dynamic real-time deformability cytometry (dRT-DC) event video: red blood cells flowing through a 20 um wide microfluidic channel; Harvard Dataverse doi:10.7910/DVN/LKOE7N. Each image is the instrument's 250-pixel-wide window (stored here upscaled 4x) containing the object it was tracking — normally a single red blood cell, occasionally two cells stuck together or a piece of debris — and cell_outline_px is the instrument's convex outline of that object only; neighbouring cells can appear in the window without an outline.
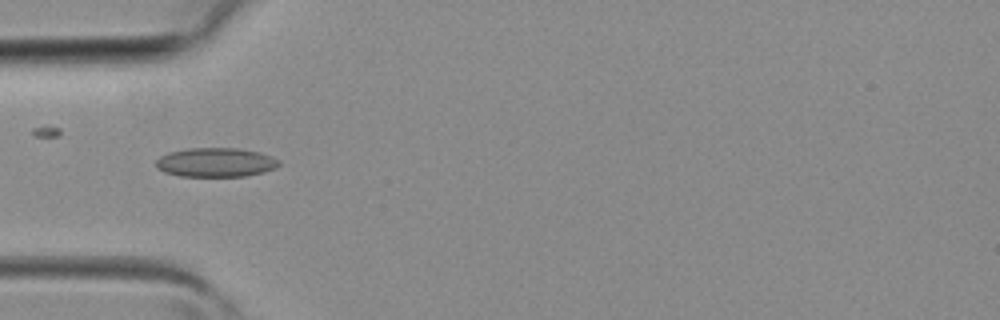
{"species": "common noctule bat (a hibernating species)", "species_latin": "Nyctalus noctula", "temperature_condition": "room temperature", "stored_images_in_passage": 3, "camera_frame_rate_fps": 3000, "um_per_image_px": 0.085, "animal": {"sex": "female", "body_mass_g": 19.3, "forearm_length_mm": 54.1}, "frame": {"image": 1, "passage_image": 3, "time_ms": 0.667, "image_size_px": [1000, 320], "cell_outline_px": [[280, 164], [276, 168], [264, 172], [244, 176], [180, 176], [164, 172], [156, 168], [156, 160], [160, 156], [168, 152], [188, 148], [236, 148], [260, 152], [272, 156], [280, 160]], "centroid_in_image_um": [18.34, 13.8], "position_along_channel_um": 66.7, "area_um2": 21.04}}